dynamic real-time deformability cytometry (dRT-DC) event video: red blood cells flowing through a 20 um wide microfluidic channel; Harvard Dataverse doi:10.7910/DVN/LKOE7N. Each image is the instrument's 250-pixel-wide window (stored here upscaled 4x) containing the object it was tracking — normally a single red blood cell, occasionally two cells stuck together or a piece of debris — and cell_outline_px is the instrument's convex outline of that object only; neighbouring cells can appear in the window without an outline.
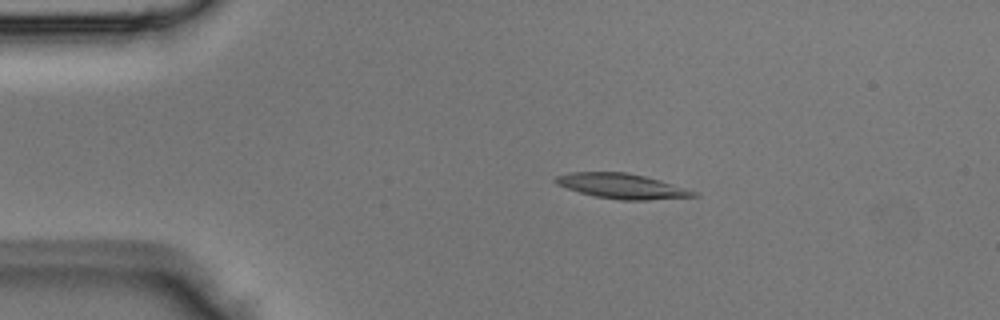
{"species": "Egyptian fruit bat (a non-hibernating species)", "species_latin": "Rousettus aegyptiacus", "temperature_condition": "room temperature", "stored_images_in_passage": 4, "camera_frame_rate_fps": 3000, "um_per_image_px": 0.085, "animal": {"sex": "male"}, "frame": {"image": 1, "passage_image": 3, "time_ms": 0.667, "image_size_px": [1000, 320], "cell_outline_px": [[700, 196], [648, 200], [620, 200], [596, 196], [580, 192], [556, 184], [552, 180], [556, 176], [572, 172], [624, 172], [644, 176], [660, 180], [696, 192]], "centroid_in_image_um": [52.84, 15.82], "position_along_channel_um": 32.2, "area_um2": 19.88}}